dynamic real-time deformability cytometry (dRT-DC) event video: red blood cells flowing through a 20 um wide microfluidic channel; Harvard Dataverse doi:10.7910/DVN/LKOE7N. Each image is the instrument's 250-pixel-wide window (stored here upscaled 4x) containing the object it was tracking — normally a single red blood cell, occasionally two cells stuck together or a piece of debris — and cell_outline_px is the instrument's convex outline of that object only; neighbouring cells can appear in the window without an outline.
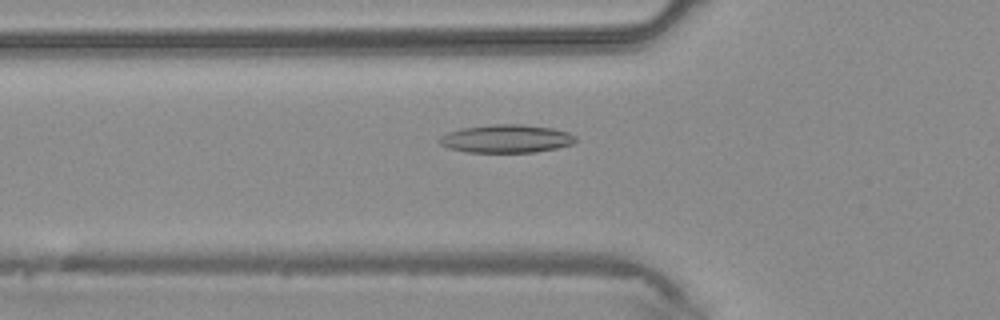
{"species": "common noctule bat (a hibernating species)", "species_latin": "Nyctalus noctula", "temperature_condition": "warm", "stored_images_in_passage": 27, "camera_frame_rate_fps": 3000, "um_per_image_px": 0.085, "animal": {"sex": "male", "body_mass_g": 20.4}, "frame": {"image": 1, "passage_image": 4, "time_ms": 1.0, "image_size_px": [1000, 320], "cell_outline_px": [[576, 140], [572, 144], [556, 148], [536, 152], [464, 152], [448, 148], [440, 144], [436, 140], [440, 136], [448, 132], [460, 128], [492, 124], [520, 124], [552, 128], [568, 132], [576, 136]], "centroid_in_image_um": [42.99, 11.79], "position_along_channel_um": 82.8, "area_um2": 22.48}}
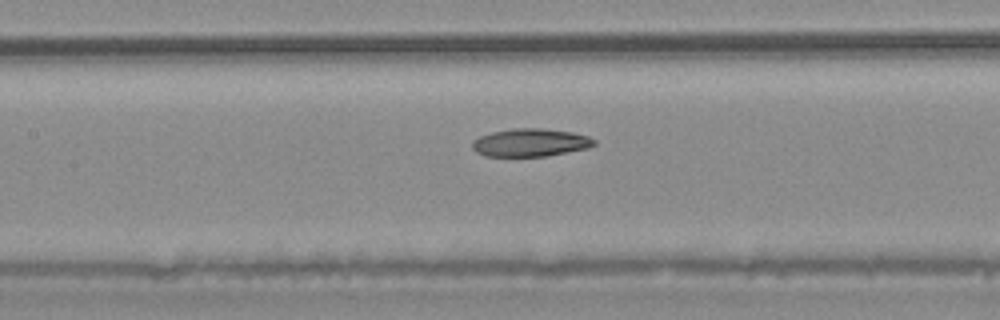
{"frame": {"image": 2, "passage_image": 9, "time_ms": 2.667, "image_size_px": [1000, 320], "cell_outline_px": [[596, 144], [588, 148], [548, 156], [484, 156], [476, 152], [472, 148], [472, 140], [480, 136], [492, 132], [512, 128], [540, 128], [572, 132], [588, 136], [596, 140]], "centroid_in_image_um": [45.08, 12.12], "position_along_channel_um": 162.3, "area_um2": 19.94}}
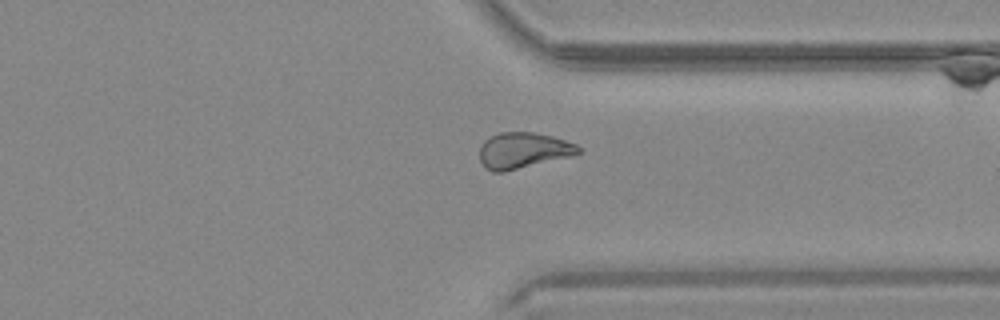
{"frame": {"image": 3, "passage_image": 22, "time_ms": 7.0, "image_size_px": [1000, 320], "cell_outline_px": [[580, 152], [572, 156], [504, 172], [492, 172], [484, 168], [480, 160], [480, 144], [484, 140], [500, 132], [532, 132], [552, 136], [576, 144], [580, 148]], "centroid_in_image_um": [44.44, 12.8], "position_along_channel_um": 367.0, "area_um2": 20.75}}